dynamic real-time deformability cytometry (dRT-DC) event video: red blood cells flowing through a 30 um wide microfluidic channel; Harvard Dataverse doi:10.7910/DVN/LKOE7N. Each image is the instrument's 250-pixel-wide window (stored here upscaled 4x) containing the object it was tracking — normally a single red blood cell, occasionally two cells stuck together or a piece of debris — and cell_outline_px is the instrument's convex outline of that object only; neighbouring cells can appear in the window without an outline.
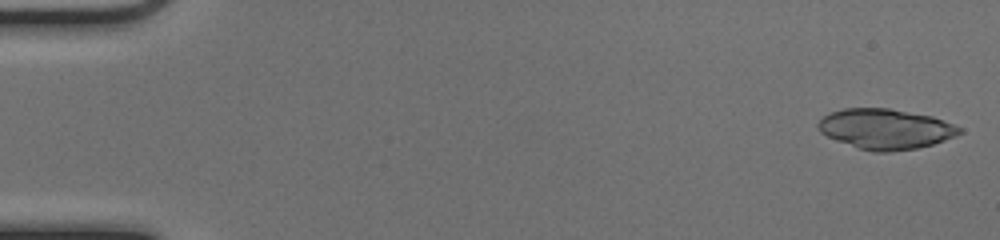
{"species": "common noctule bat (a hibernating species)", "species_latin": "Nyctalus noctula", "temperature_condition": "cold", "stored_images_in_passage": 39, "camera_frame_rate_fps": 3000, "um_per_image_px": 0.085, "animal": {"sex": "female", "body_mass_g": 17.0, "forearm_length_mm": 48.0}, "frame": {"image": 1, "passage_image": 1, "time_ms": 0.0, "image_size_px": [1000, 240], "cell_outline_px": [[964, 132], [956, 136], [932, 144], [916, 148], [888, 152], [872, 152], [856, 148], [836, 140], [820, 132], [816, 128], [816, 124], [828, 112], [844, 108], [888, 108], [932, 116], [952, 124], [960, 128]], "centroid_in_image_um": [75.22, 10.96], "position_along_channel_um": 9.8, "area_um2": 33.18}}
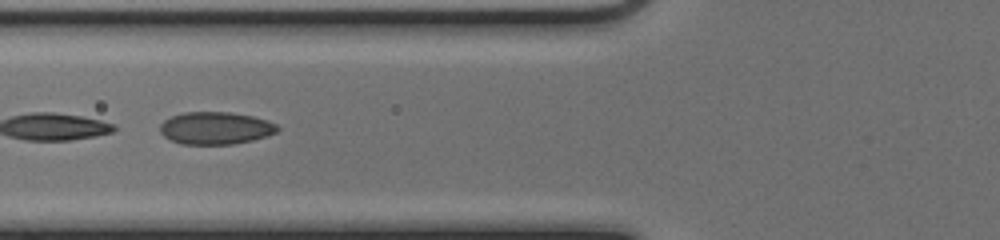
{"frame": {"image": 2, "passage_image": 20, "time_ms": 6.333, "image_size_px": [1000, 240], "cell_outline_px": [[280, 128], [276, 132], [268, 136], [252, 140], [232, 144], [180, 144], [164, 136], [160, 132], [160, 124], [164, 120], [172, 116], [184, 112], [228, 112], [252, 116], [268, 120], [276, 124]], "centroid_in_image_um": [18.33, 10.89], "position_along_channel_um": 107.5, "area_um2": 22.2}}
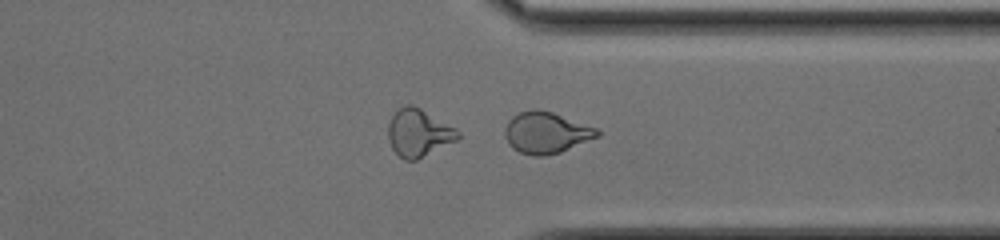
{"frame": {"image": 3, "passage_image": 39, "time_ms": 12.667, "image_size_px": [1000, 240], "cell_outline_px": [[600, 136], [560, 152], [544, 156], [532, 156], [520, 152], [512, 148], [508, 144], [504, 136], [504, 128], [508, 120], [512, 116], [520, 112], [532, 108], [536, 108], [552, 112], [596, 128], [600, 132]], "centroid_in_image_um": [46.38, 11.27], "position_along_channel_um": 365.0, "area_um2": 22.37}}